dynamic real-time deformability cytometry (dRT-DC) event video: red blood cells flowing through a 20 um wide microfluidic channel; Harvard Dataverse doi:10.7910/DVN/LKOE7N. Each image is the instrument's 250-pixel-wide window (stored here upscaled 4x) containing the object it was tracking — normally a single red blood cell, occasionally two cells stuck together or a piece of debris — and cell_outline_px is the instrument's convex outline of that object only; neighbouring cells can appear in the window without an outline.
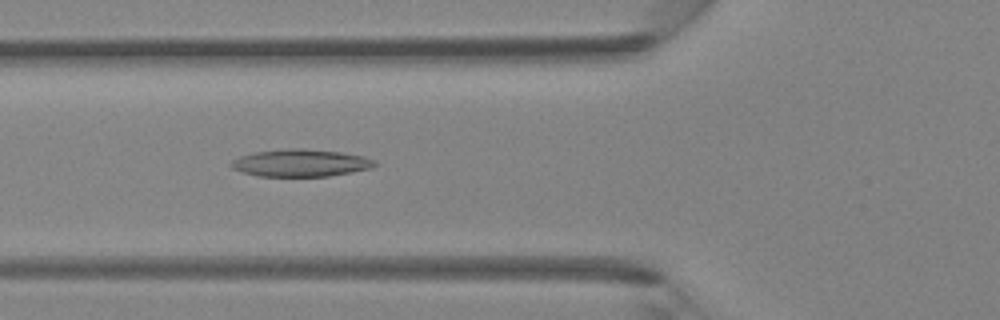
{"species": "Egyptian fruit bat (a non-hibernating species)", "species_latin": "Rousettus aegyptiacus", "temperature_condition": "room temperature", "stored_images_in_passage": 43, "camera_frame_rate_fps": 3000, "um_per_image_px": 0.085, "animal": {"sex": "female"}, "frame": {"image": 1, "passage_image": 16, "time_ms": 5.0, "image_size_px": [1000, 320], "cell_outline_px": [[380, 164], [372, 168], [328, 176], [260, 176], [240, 172], [232, 168], [228, 164], [232, 160], [240, 156], [256, 152], [292, 148], [304, 148], [340, 152], [364, 156], [376, 160]], "centroid_in_image_um": [25.57, 13.85], "position_along_channel_um": 100.2, "area_um2": 22.95}}
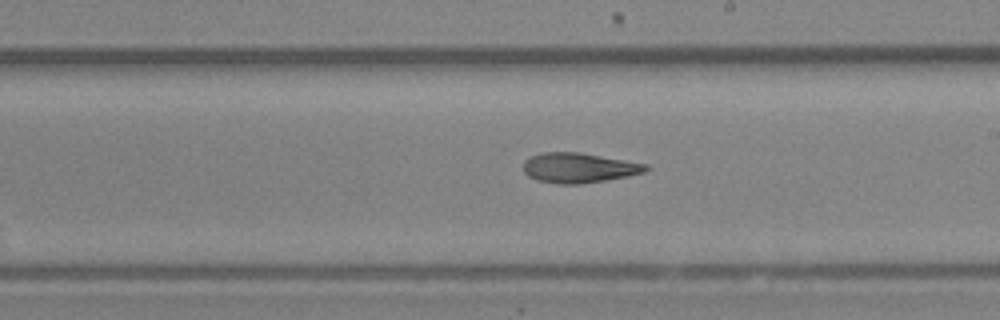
{"frame": {"image": 2, "passage_image": 25, "time_ms": 8.0, "image_size_px": [1000, 320], "cell_outline_px": [[652, 168], [644, 172], [628, 176], [580, 184], [556, 184], [536, 180], [528, 176], [524, 172], [524, 160], [528, 156], [544, 152], [580, 152], [648, 164]], "centroid_in_image_um": [49.19, 14.26], "position_along_channel_um": 239.8, "area_um2": 21.56}}
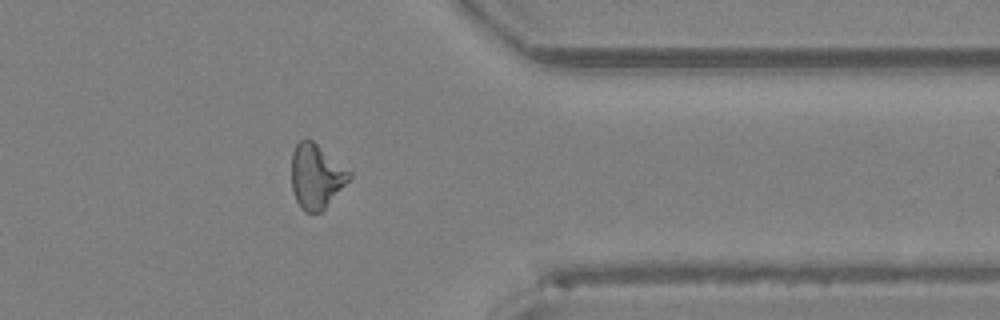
{"frame": {"image": 3, "passage_image": 35, "time_ms": 11.333, "image_size_px": [1000, 320], "cell_outline_px": [[352, 180], [320, 212], [304, 212], [300, 208], [292, 192], [292, 152], [296, 144], [300, 140], [312, 140], [352, 172]], "centroid_in_image_um": [26.9, 15.0], "position_along_channel_um": 384.5, "area_um2": 21.85}}